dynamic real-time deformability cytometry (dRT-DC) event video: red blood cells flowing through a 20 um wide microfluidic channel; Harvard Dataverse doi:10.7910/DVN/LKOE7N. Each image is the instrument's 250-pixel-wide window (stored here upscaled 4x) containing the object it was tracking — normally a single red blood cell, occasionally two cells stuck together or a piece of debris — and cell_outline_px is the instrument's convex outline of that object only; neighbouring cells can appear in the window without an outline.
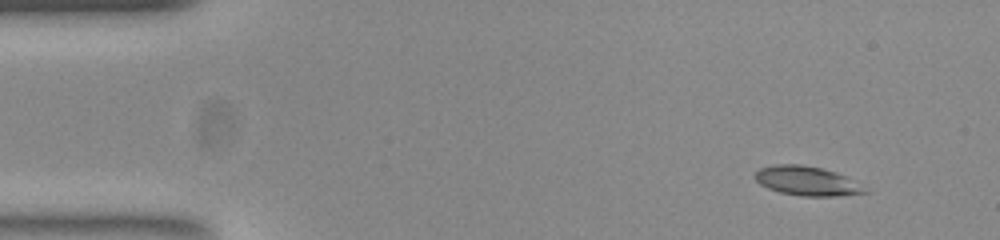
{"species": "common noctule bat (a hibernating species)", "species_latin": "Nyctalus noctula", "temperature_condition": "room temperature", "stored_images_in_passage": 48, "camera_frame_rate_fps": 3000, "um_per_image_px": 0.085, "animal": {"sex": "female", "body_mass_g": 23.0, "forearm_length_mm": 53.4}, "frame": {"image": 1, "passage_image": 1, "time_ms": 0.0, "image_size_px": [1000, 240], "cell_outline_px": [[872, 192], [832, 196], [800, 196], [780, 192], [768, 188], [760, 184], [752, 176], [760, 168], [772, 164], [800, 164], [824, 168], [844, 176]], "centroid_in_image_um": [68.53, 15.37], "position_along_channel_um": 16.5, "area_um2": 18.67}}
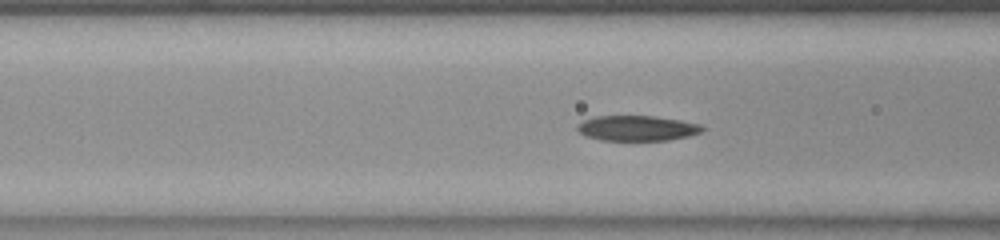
{"frame": {"image": 2, "passage_image": 16, "time_ms": 5.0, "image_size_px": [1000, 240], "cell_outline_px": [[704, 128], [700, 132], [688, 136], [668, 140], [600, 140], [584, 136], [576, 128], [576, 124], [584, 120], [596, 116], [656, 116], [680, 120], [700, 124]], "centroid_in_image_um": [54.11, 10.89], "position_along_channel_um": 112.5, "area_um2": 18.38}}
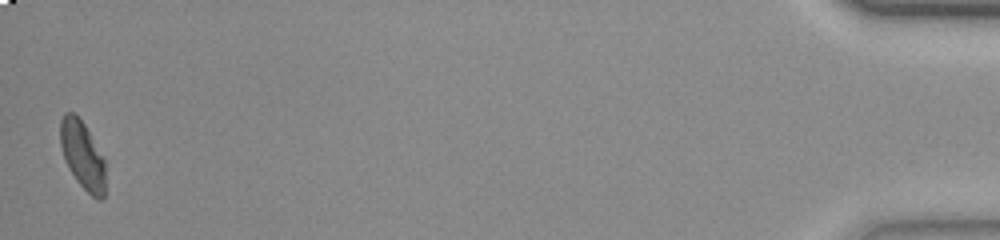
{"frame": {"image": 3, "passage_image": 48, "time_ms": 15.667, "image_size_px": [1000, 240], "cell_outline_px": [[104, 196], [100, 200], [96, 200], [76, 180], [64, 156], [60, 144], [60, 120], [64, 112], [76, 112], [84, 124], [104, 156]], "centroid_in_image_um": [7.01, 13.14], "position_along_channel_um": 428.2, "area_um2": 17.74}, "authors_computed_cell_mechanics": {"area_um2": 18.9006, "velocity_mm_per_s": 3.883, "shape_relaxation_time_tau1_ms": 3.7757, "shape_relaxation_time_tau2_ms": 2.5629, "deformation_change_tau1": 0.1539, "deformation_change_tau2": 0.0787}}